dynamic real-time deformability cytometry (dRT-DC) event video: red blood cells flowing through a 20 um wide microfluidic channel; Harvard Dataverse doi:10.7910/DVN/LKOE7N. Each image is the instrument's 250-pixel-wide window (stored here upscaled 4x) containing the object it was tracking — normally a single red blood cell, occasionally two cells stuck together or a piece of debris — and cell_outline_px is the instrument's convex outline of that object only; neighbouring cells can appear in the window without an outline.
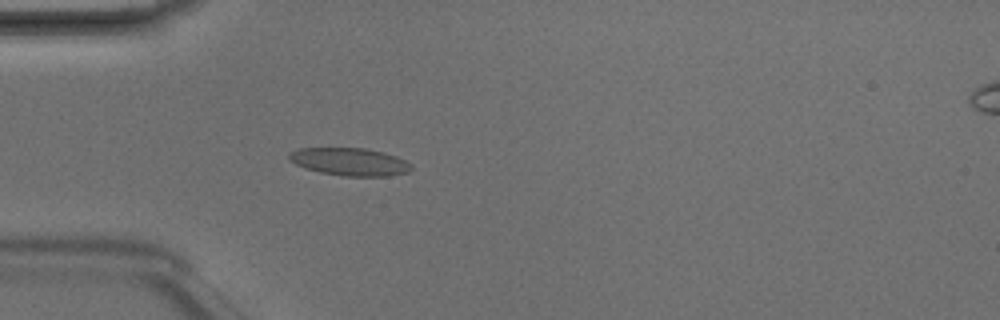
{"species": "Egyptian fruit bat (a non-hibernating species)", "species_latin": "Rousettus aegyptiacus", "temperature_condition": "room temperature", "stored_images_in_passage": 4, "camera_frame_rate_fps": 3000, "um_per_image_px": 0.085, "animal": {"sex": "male"}, "frame": {"image": 1, "passage_image": 4, "time_ms": 1.0, "image_size_px": [1000, 320], "cell_outline_px": [[412, 168], [408, 172], [388, 176], [344, 176], [320, 172], [304, 168], [288, 160], [288, 152], [300, 148], [364, 148], [384, 152], [396, 156], [412, 164]], "centroid_in_image_um": [29.71, 13.74], "position_along_channel_um": 55.3, "area_um2": 19.83}}